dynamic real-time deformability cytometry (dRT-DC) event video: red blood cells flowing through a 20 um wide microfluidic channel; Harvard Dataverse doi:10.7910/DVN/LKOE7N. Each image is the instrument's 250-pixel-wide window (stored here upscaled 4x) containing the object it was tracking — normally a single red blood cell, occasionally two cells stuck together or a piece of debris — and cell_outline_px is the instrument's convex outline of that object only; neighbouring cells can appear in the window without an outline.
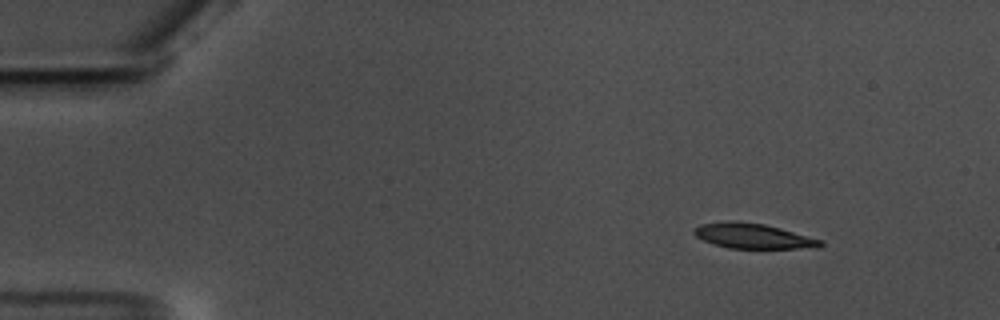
{"species": "common noctule bat (a hibernating species)", "species_latin": "Nyctalus noctula", "temperature_condition": "warm", "stored_images_in_passage": 34, "camera_frame_rate_fps": 3000, "um_per_image_px": 0.085, "animal": {"sex": "male", "body_mass_g": 17.5, "forearm_length_mm": 52.3}, "frame": {"image": 1, "passage_image": 1, "time_ms": 0.0, "image_size_px": [1000, 320], "cell_outline_px": [[824, 244], [820, 248], [728, 248], [704, 240], [696, 236], [692, 232], [692, 228], [700, 224], [728, 220], [764, 224], [780, 228], [824, 240]], "centroid_in_image_um": [64.03, 20.05], "position_along_channel_um": 21.0, "area_um2": 18.55}}
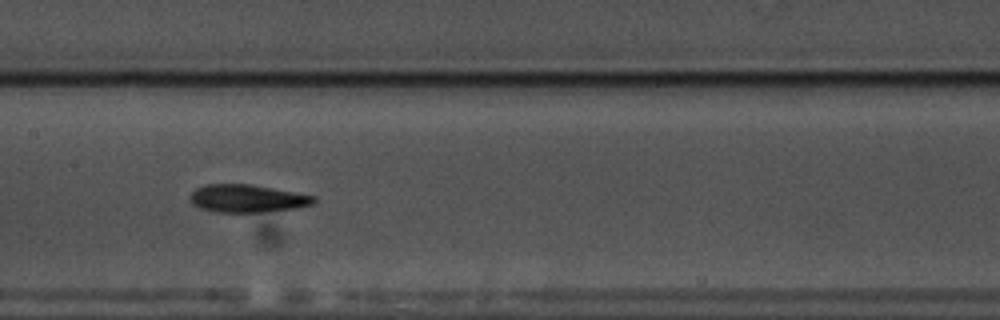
{"frame": {"image": 2, "passage_image": 23, "time_ms": 7.333, "image_size_px": [1000, 320], "cell_outline_px": [[316, 200], [312, 204], [296, 208], [260, 212], [216, 212], [200, 208], [192, 204], [188, 196], [196, 188], [204, 184], [252, 184], [316, 196]], "centroid_in_image_um": [20.98, 16.86], "position_along_channel_um": 186.4, "area_um2": 20.11}}
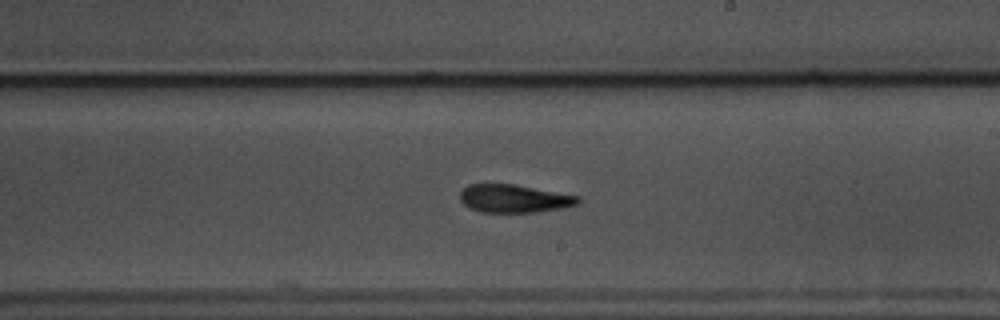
{"frame": {"image": 3, "passage_image": 28, "time_ms": 9.0, "image_size_px": [1000, 320], "cell_outline_px": [[580, 200], [576, 204], [560, 208], [536, 212], [480, 212], [468, 208], [460, 200], [460, 192], [468, 184], [516, 184], [580, 196]], "centroid_in_image_um": [43.67, 16.87], "position_along_channel_um": 245.3, "area_um2": 19.31}}